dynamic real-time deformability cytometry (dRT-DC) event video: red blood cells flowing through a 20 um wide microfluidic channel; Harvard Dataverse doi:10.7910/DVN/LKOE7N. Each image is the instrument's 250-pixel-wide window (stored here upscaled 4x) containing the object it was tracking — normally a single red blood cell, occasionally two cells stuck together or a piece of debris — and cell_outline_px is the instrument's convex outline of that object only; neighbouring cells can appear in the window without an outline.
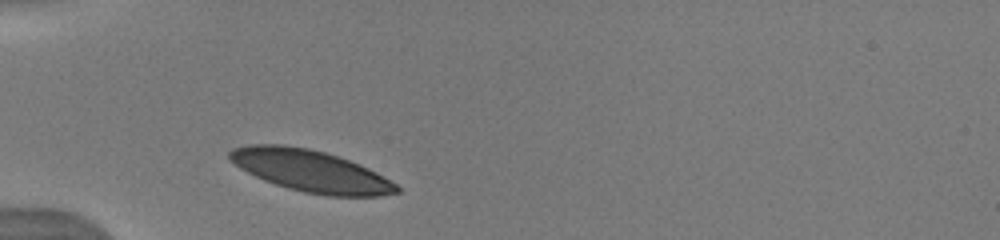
{"species": "human", "species_latin": "Homo sapiens", "temperature_condition": "warm", "stored_images_in_passage": 3, "camera_frame_rate_fps": 3000, "um_per_image_px": 0.085, "donor": {"sex": "male"}, "frame": {"image": 1, "passage_image": 1, "time_ms": 0.0, "image_size_px": [1000, 240], "cell_outline_px": [[400, 192], [380, 196], [324, 196], [304, 192], [288, 188], [264, 180], [240, 168], [228, 156], [228, 152], [232, 148], [248, 144], [284, 144], [308, 148], [324, 152], [360, 164], [376, 172], [396, 184], [400, 188]], "centroid_in_image_um": [26.41, 14.53], "position_along_channel_um": 58.6, "area_um2": 40.52}}